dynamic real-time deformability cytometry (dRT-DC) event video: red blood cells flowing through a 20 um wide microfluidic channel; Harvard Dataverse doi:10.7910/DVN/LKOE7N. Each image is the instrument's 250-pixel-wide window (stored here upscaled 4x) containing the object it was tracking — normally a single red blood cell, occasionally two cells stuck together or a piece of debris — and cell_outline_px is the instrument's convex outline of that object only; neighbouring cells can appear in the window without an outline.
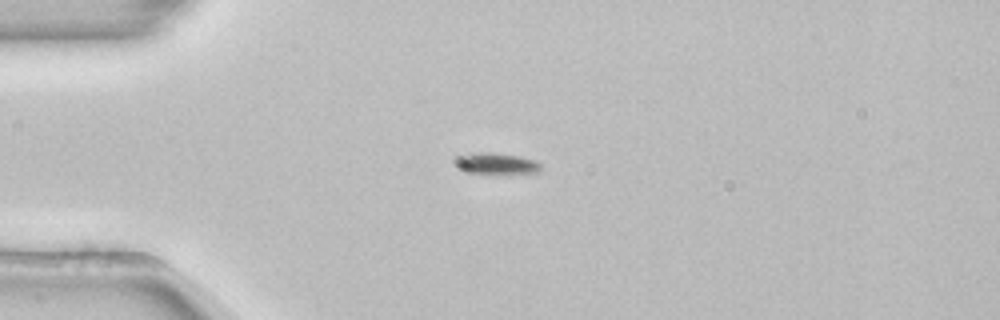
{"species": "common noctule bat (a hibernating species)", "species_latin": "Nyctalus noctula", "temperature_condition": "room temperature", "stored_images_in_passage": 46, "camera_frame_rate_fps": 3000, "um_per_image_px": 0.085, "animal": {"sex": "female", "body_mass_g": 22.7, "forearm_length_mm": 54.2}, "frame": {"image": 1, "passage_image": 6, "time_ms": 1.667, "image_size_px": [1000, 320], "cell_outline_px": [[540, 168], [536, 172], [464, 172], [456, 164], [456, 156], [480, 152], [492, 152], [520, 156], [536, 160], [540, 164]], "centroid_in_image_um": [42.17, 13.86], "position_along_channel_um": 42.8, "area_um2": 10.12}}
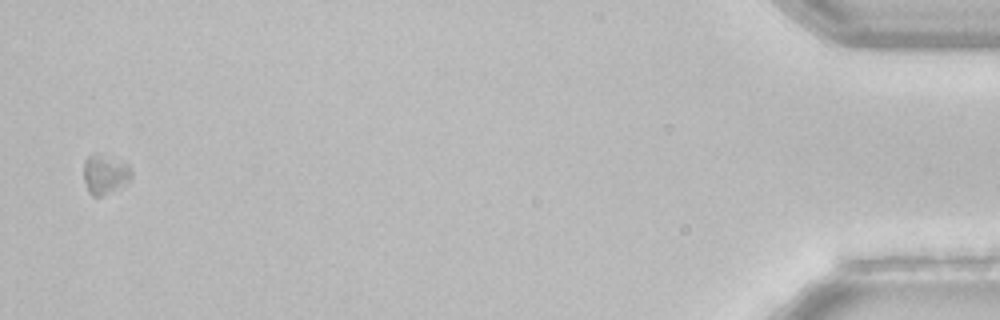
{"frame": {"image": 2, "passage_image": 45, "time_ms": 14.667, "image_size_px": [1000, 320], "cell_outline_px": [[132, 176], [124, 184], [100, 196], [92, 196], [88, 192], [84, 180], [84, 160], [92, 152], [104, 152], [128, 164], [132, 172]], "centroid_in_image_um": [8.9, 14.73], "position_along_channel_um": 426.3, "area_um2": 11.21}}